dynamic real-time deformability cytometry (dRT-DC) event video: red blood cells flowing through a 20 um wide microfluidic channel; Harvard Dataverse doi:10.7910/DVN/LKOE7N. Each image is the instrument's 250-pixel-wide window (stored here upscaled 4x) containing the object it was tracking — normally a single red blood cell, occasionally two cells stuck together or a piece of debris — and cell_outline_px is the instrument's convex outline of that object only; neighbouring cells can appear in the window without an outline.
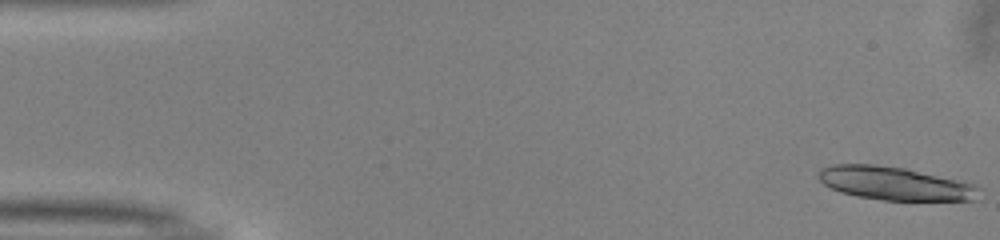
{"species": "common noctule bat (a hibernating species)", "species_latin": "Nyctalus noctula", "temperature_condition": "warm", "stored_images_in_passage": 52, "segment_of_instrument_passage": [1, 2], "camera_frame_rate_fps": 3000, "um_per_image_px": 0.085, "animal": {"sex": "male", "body_mass_g": 13.0, "forearm_length_mm": 53.1}, "frame": {"image": 1, "passage_image": 1, "time_ms": 0.0, "image_size_px": [1000, 240], "cell_outline_px": [[980, 200], [884, 200], [856, 196], [840, 192], [824, 184], [816, 176], [820, 168], [832, 164], [872, 164], [904, 168], [976, 184], [980, 188]], "centroid_in_image_um": [76.06, 15.59], "position_along_channel_um": 8.9, "area_um2": 31.27}}